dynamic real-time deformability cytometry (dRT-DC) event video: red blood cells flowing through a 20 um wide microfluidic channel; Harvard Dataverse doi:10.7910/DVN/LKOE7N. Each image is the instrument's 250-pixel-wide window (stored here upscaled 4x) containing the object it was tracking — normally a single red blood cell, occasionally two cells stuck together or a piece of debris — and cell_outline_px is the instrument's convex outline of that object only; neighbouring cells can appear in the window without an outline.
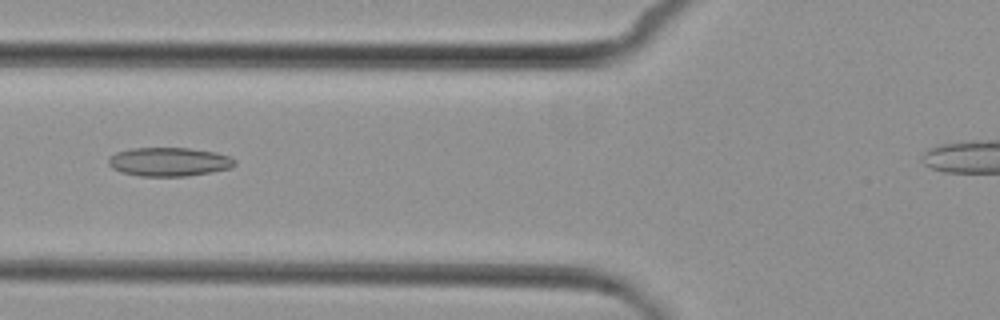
{"species": "common noctule bat (a hibernating species)", "species_latin": "Nyctalus noctula", "temperature_condition": "cold", "stored_images_in_passage": 8, "camera_frame_rate_fps": 3000, "um_per_image_px": 0.085, "animal": {"sex": "female", "body_mass_g": 29.2, "forearm_length_mm": 56.3}, "frame": {"image": 1, "passage_image": 6, "time_ms": 7.0, "image_size_px": [1000, 320], "cell_outline_px": [[236, 164], [232, 168], [184, 176], [140, 176], [120, 172], [112, 168], [108, 164], [108, 160], [116, 152], [132, 148], [188, 148], [216, 152], [228, 156], [236, 160]], "centroid_in_image_um": [14.36, 13.75], "position_along_channel_um": 111.4, "area_um2": 21.1}}
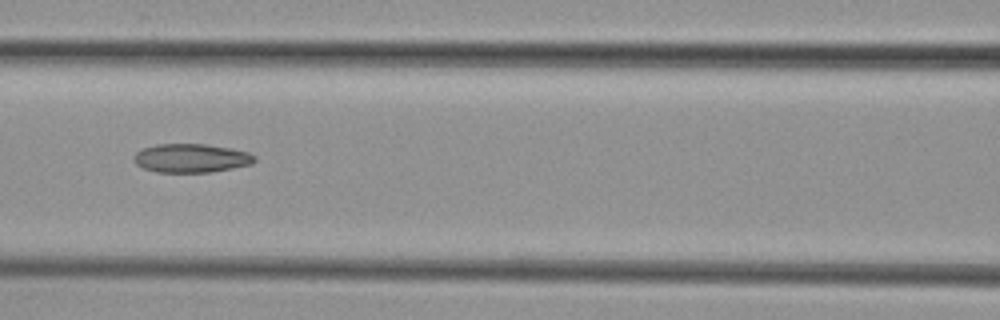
{"frame": {"image": 2, "passage_image": 7, "time_ms": 8.0, "image_size_px": [1000, 320], "cell_outline_px": [[256, 160], [252, 164], [212, 172], [156, 172], [144, 168], [136, 164], [132, 156], [136, 152], [144, 148], [156, 144], [208, 144], [232, 148], [248, 152], [256, 156]], "centroid_in_image_um": [16.27, 13.44], "position_along_channel_um": 150.3, "area_um2": 20.35}}
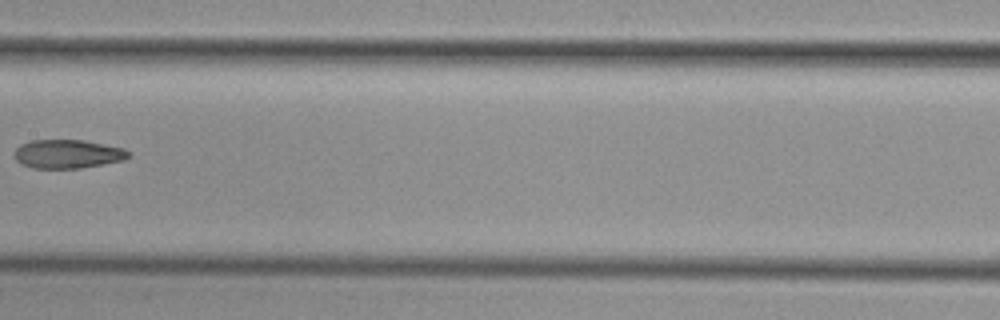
{"frame": {"image": 3, "passage_image": 8, "time_ms": 9.333, "image_size_px": [1000, 320], "cell_outline_px": [[128, 156], [124, 160], [80, 168], [32, 168], [20, 164], [16, 160], [16, 148], [20, 144], [32, 140], [84, 140], [124, 148], [128, 152]], "centroid_in_image_um": [5.73, 13.08], "position_along_channel_um": 201.7, "area_um2": 18.96}}